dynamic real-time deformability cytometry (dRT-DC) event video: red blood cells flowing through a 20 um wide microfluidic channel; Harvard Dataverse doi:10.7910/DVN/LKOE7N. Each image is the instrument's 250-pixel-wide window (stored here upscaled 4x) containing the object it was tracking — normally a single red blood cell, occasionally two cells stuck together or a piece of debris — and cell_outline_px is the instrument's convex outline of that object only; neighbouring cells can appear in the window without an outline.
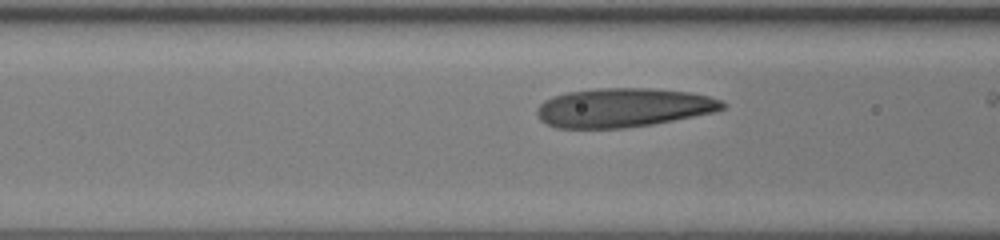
{"species": "human", "species_latin": "Homo sapiens", "temperature_condition": "room temperature", "stored_images_in_passage": 28, "camera_frame_rate_fps": 3000, "um_per_image_px": 0.085, "donor": {"sex": "female"}, "frame": {"image": 1, "passage_image": 5, "time_ms": 1.333, "image_size_px": [1000, 240], "cell_outline_px": [[728, 104], [724, 108], [716, 112], [652, 124], [624, 128], [556, 128], [540, 120], [536, 112], [536, 108], [544, 100], [552, 96], [568, 92], [596, 88], [648, 88], [688, 92], [708, 96], [720, 100]], "centroid_in_image_um": [52.97, 9.15], "position_along_channel_um": 113.6, "area_um2": 42.25}}
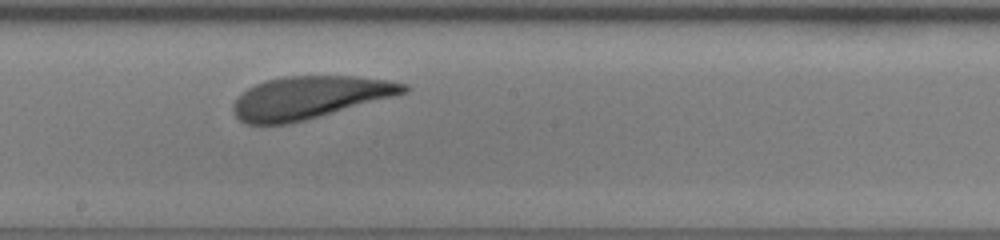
{"frame": {"image": 2, "passage_image": 14, "time_ms": 4.333, "image_size_px": [1000, 240], "cell_outline_px": [[412, 88], [408, 92], [396, 96], [320, 116], [288, 124], [244, 124], [232, 112], [232, 104], [240, 92], [264, 80], [284, 76], [356, 76], [388, 80], [408, 84]], "centroid_in_image_um": [26.31, 8.28], "position_along_channel_um": 221.9, "area_um2": 42.6}}
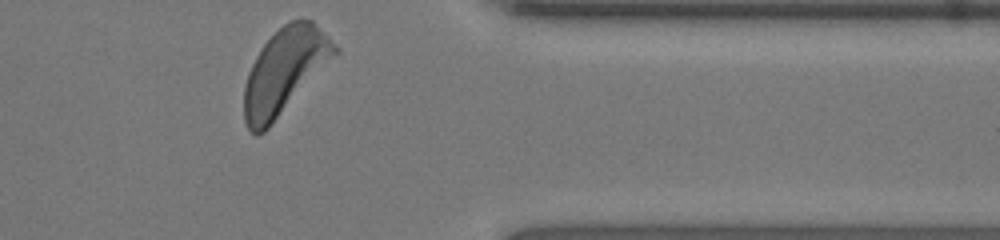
{"frame": {"image": 3, "passage_image": 28, "time_ms": 9.0, "image_size_px": [1000, 240], "cell_outline_px": [[340, 52], [272, 124], [264, 132], [256, 136], [248, 128], [244, 120], [244, 84], [248, 72], [256, 56], [264, 44], [284, 24], [292, 20], [312, 20], [340, 48]], "centroid_in_image_um": [24.21, 6.06], "position_along_channel_um": 387.2, "area_um2": 44.8}, "authors_computed_cell_mechanics": {"area_um2": 42.2807, "velocity_mm_per_s": 3.6848, "shape_relaxation_time_tau1_ms": 8.9915, "shape_relaxation_time_tau2_ms": 1.9932, "deformation_change_tau1": 0.1732, "deformation_change_tau2": 0.0998}}